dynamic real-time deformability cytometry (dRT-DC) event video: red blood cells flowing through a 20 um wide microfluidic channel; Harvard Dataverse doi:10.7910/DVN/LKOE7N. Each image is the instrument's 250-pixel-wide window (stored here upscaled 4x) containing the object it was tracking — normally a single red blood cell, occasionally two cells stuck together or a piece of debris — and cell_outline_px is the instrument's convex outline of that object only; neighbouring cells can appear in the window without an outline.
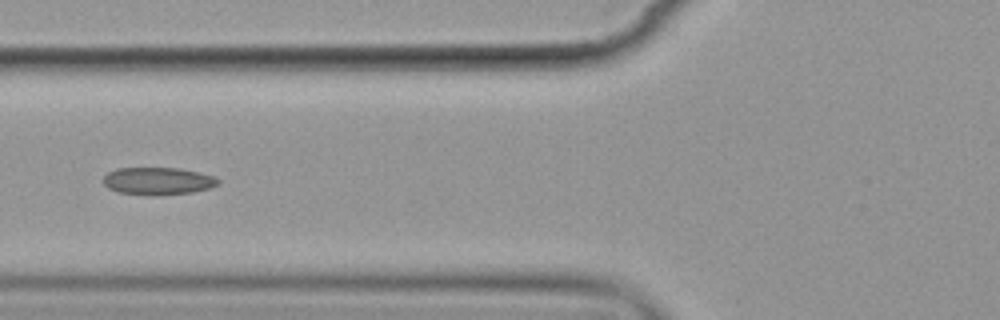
{"species": "common noctule bat (a hibernating species)", "species_latin": "Nyctalus noctula", "temperature_condition": "cold", "stored_images_in_passage": 8, "camera_frame_rate_fps": 3000, "um_per_image_px": 0.085, "animal": {"sex": "female", "body_mass_g": 19.9}, "frame": {"image": 1, "passage_image": 7, "time_ms": 7.667, "image_size_px": [1000, 320], "cell_outline_px": [[220, 184], [212, 188], [192, 192], [148, 196], [120, 192], [108, 188], [100, 180], [108, 172], [116, 168], [180, 168], [212, 176], [220, 180]], "centroid_in_image_um": [13.4, 15.39], "position_along_channel_um": 112.4, "area_um2": 18.5}}
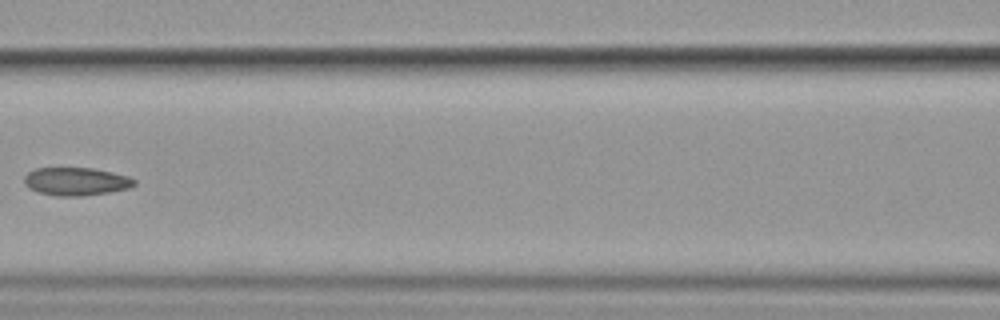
{"frame": {"image": 2, "passage_image": 8, "time_ms": 9.0, "image_size_px": [1000, 320], "cell_outline_px": [[136, 184], [128, 188], [112, 192], [80, 196], [56, 196], [40, 192], [28, 188], [24, 184], [24, 176], [28, 172], [36, 168], [92, 168], [112, 172], [128, 176], [136, 180]], "centroid_in_image_um": [6.46, 15.42], "position_along_channel_um": 160.1, "area_um2": 18.03}}